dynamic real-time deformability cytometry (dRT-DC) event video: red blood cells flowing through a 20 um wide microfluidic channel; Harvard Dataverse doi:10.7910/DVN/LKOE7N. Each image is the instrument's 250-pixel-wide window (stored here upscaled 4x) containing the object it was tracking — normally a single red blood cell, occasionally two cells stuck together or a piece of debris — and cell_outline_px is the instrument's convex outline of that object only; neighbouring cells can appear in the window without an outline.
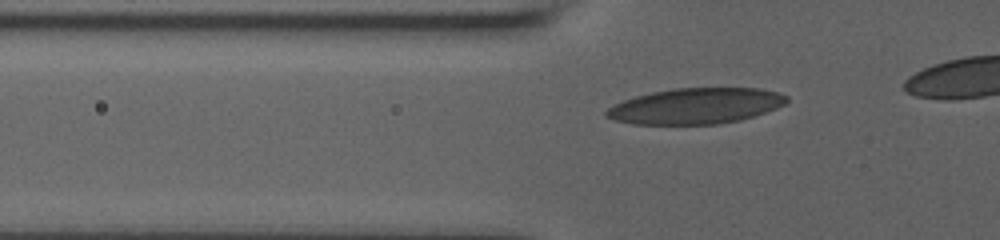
{"species": "human", "species_latin": "Homo sapiens", "temperature_condition": "room temperature", "stored_images_in_passage": 36, "camera_frame_rate_fps": 3000, "um_per_image_px": 0.085, "donor": {"sex": "male"}, "frame": {"image": 1, "passage_image": 6, "time_ms": 1.667, "image_size_px": [1000, 240], "cell_outline_px": [[788, 100], [784, 104], [776, 108], [740, 120], [716, 124], [632, 124], [612, 120], [604, 116], [604, 112], [608, 108], [624, 100], [636, 96], [652, 92], [676, 88], [760, 88], [776, 92], [788, 96]], "centroid_in_image_um": [59.11, 9.01], "position_along_channel_um": 66.7, "area_um2": 37.45}}
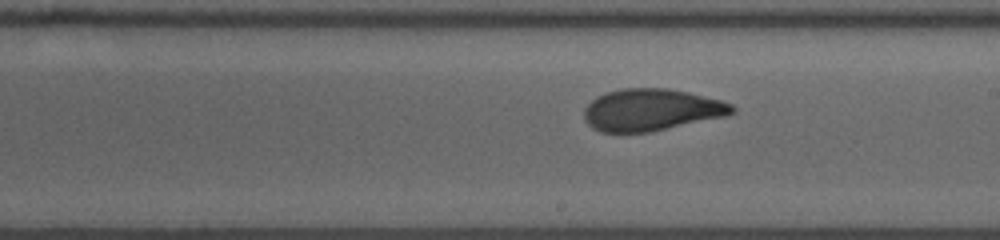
{"frame": {"image": 2, "passage_image": 20, "time_ms": 6.333, "image_size_px": [1000, 240], "cell_outline_px": [[736, 112], [728, 116], [648, 132], [600, 132], [592, 128], [584, 120], [584, 108], [596, 96], [604, 92], [624, 88], [668, 88], [688, 92], [720, 100], [732, 104], [736, 108]], "centroid_in_image_um": [55.36, 9.33], "position_along_channel_um": 233.6, "area_um2": 36.36}}
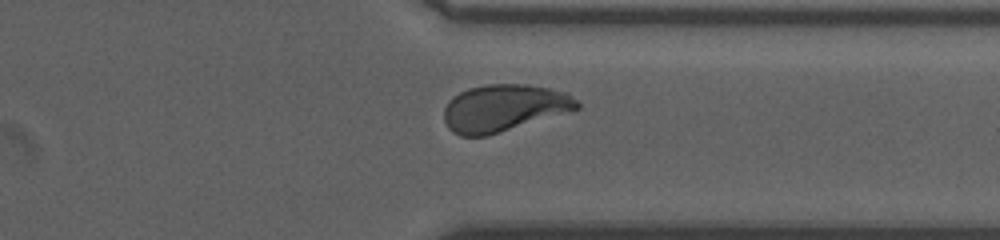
{"frame": {"image": 3, "passage_image": 31, "time_ms": 10.0, "image_size_px": [1000, 240], "cell_outline_px": [[580, 108], [488, 136], [460, 136], [452, 132], [448, 128], [444, 120], [444, 108], [448, 100], [452, 96], [468, 88], [484, 84], [528, 84], [568, 92], [580, 104]], "centroid_in_image_um": [42.8, 9.17], "position_along_channel_um": 368.6, "area_um2": 36.65}}